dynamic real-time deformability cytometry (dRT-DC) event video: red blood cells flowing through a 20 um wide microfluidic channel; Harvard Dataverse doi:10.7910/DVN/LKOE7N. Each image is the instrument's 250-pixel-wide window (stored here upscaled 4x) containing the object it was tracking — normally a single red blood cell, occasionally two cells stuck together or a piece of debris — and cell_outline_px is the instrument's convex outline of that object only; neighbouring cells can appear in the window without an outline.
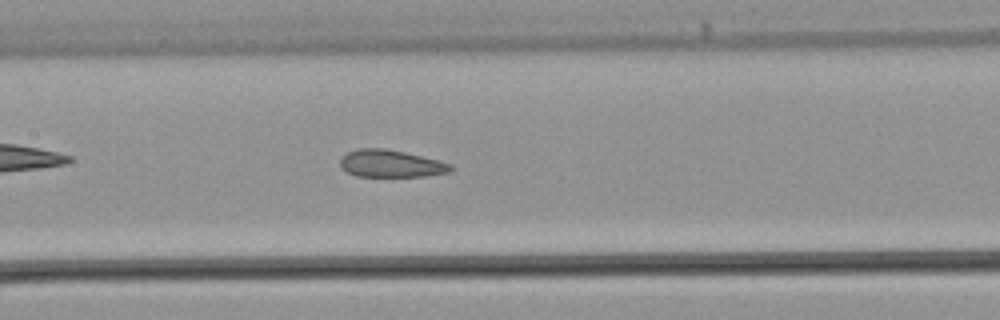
{"species": "common noctule bat (a hibernating species)", "species_latin": "Nyctalus noctula", "temperature_condition": "warm", "stored_images_in_passage": 40, "camera_frame_rate_fps": 3000, "um_per_image_px": 0.085, "animal": {"sex": "male", "body_mass_g": 21.5, "forearm_length_mm": 52.0}, "frame": {"image": 1, "passage_image": 18, "time_ms": 5.667, "image_size_px": [1000, 320], "cell_outline_px": [[452, 168], [448, 172], [424, 176], [356, 176], [340, 168], [340, 160], [348, 152], [360, 148], [384, 148], [404, 152], [452, 164]], "centroid_in_image_um": [33.18, 13.91], "position_along_channel_um": 174.2, "area_um2": 17.28}}
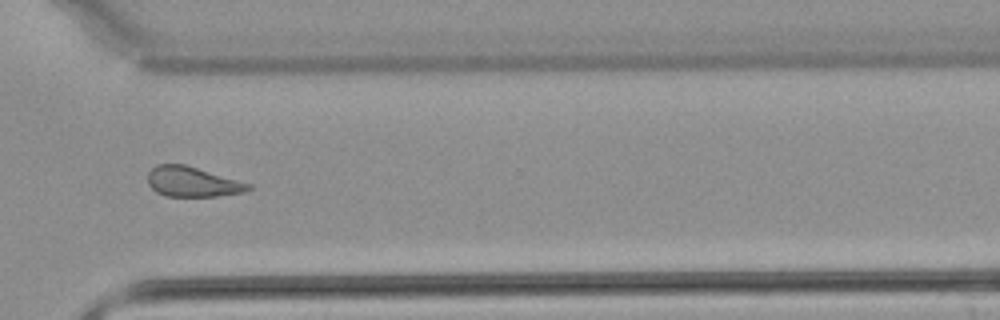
{"frame": {"image": 2, "passage_image": 29, "time_ms": 9.333, "image_size_px": [1000, 320], "cell_outline_px": [[252, 188], [244, 192], [220, 196], [164, 196], [156, 192], [148, 184], [148, 172], [156, 164], [184, 164], [252, 184]], "centroid_in_image_um": [16.35, 15.46], "position_along_channel_um": 354.2, "area_um2": 17.63}}